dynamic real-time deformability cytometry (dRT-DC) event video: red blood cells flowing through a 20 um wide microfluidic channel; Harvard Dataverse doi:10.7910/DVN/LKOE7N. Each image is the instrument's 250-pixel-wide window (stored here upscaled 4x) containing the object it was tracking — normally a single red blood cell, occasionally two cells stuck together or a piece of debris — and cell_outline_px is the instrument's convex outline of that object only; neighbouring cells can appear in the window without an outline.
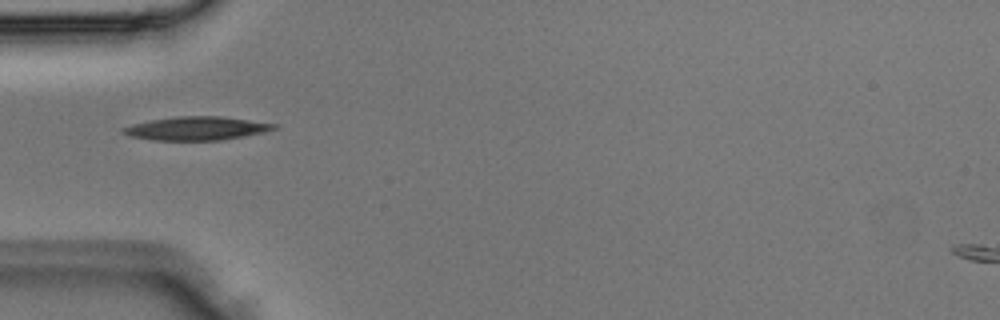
{"species": "Egyptian fruit bat (a non-hibernating species)", "species_latin": "Rousettus aegyptiacus", "temperature_condition": "room temperature", "stored_images_in_passage": 1, "camera_frame_rate_fps": 3000, "um_per_image_px": 0.085, "animal": {"sex": "male"}, "frame": {"image": 1, "passage_image": 1, "time_ms": 0.0, "image_size_px": [1000, 320], "cell_outline_px": [[280, 128], [264, 132], [244, 136], [220, 140], [152, 140], [128, 136], [120, 132], [120, 128], [132, 124], [152, 120], [176, 116], [220, 116], [280, 124]], "centroid_in_image_um": [16.72, 10.91], "position_along_channel_um": 68.3, "area_um2": 20.87}}